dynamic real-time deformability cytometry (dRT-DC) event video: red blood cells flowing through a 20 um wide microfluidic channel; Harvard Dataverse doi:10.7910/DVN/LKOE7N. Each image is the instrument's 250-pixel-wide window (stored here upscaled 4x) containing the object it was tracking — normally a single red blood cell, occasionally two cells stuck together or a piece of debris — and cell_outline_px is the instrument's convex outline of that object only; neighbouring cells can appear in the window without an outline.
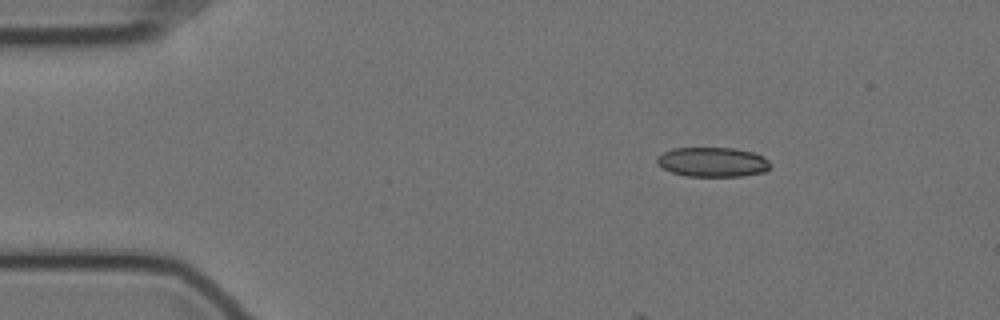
{"species": "Egyptian fruit bat (a non-hibernating species)", "species_latin": "Rousettus aegyptiacus", "temperature_condition": "cold", "stored_images_in_passage": 6, "camera_frame_rate_fps": 3000, "um_per_image_px": 0.085, "animal": {"sex": "female"}, "frame": {"image": 1, "passage_image": 1, "time_ms": 0.0, "image_size_px": [1000, 320], "cell_outline_px": [[772, 164], [764, 172], [740, 176], [684, 176], [672, 172], [656, 164], [656, 156], [672, 148], [732, 148], [752, 152], [768, 160]], "centroid_in_image_um": [60.53, 13.77], "position_along_channel_um": 24.5, "area_um2": 19.48}}